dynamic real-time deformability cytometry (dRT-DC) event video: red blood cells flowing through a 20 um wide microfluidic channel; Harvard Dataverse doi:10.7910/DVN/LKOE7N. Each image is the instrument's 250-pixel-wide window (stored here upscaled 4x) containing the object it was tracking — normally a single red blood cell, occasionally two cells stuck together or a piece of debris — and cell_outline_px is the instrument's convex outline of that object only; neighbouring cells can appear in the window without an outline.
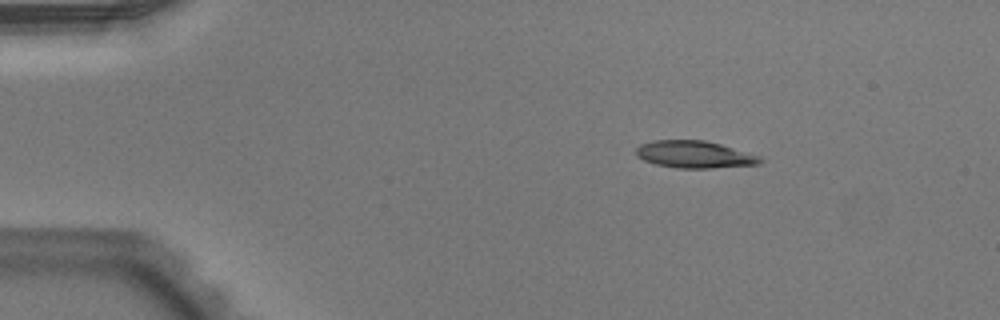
{"species": "Egyptian fruit bat (a non-hibernating species)", "species_latin": "Rousettus aegyptiacus", "temperature_condition": "warm", "stored_images_in_passage": 44, "camera_frame_rate_fps": 3000, "um_per_image_px": 0.085, "animal": {"sex": "male"}, "frame": {"image": 1, "passage_image": 1, "time_ms": 0.0, "image_size_px": [1000, 320], "cell_outline_px": [[764, 160], [760, 164], [712, 168], [676, 168], [656, 164], [644, 160], [636, 156], [636, 148], [640, 144], [652, 140], [704, 140], [720, 144], [760, 156]], "centroid_in_image_um": [59.02, 13.13], "position_along_channel_um": 26.0, "area_um2": 19.65}}
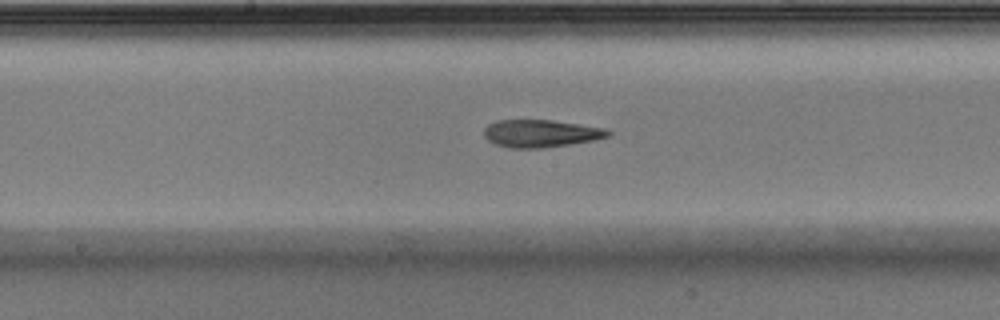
{"frame": {"image": 2, "passage_image": 20, "time_ms": 6.333, "image_size_px": [1000, 320], "cell_outline_px": [[612, 132], [608, 136], [592, 140], [544, 148], [512, 148], [496, 144], [488, 140], [484, 136], [484, 128], [488, 124], [496, 120], [552, 120], [604, 128]], "centroid_in_image_um": [45.92, 11.34], "position_along_channel_um": 202.3, "area_um2": 19.71}}
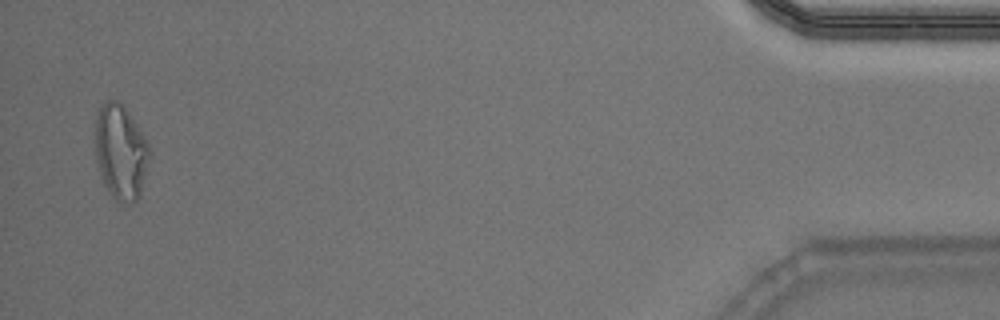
{"frame": {"image": 3, "passage_image": 43, "time_ms": 14.0, "image_size_px": [1000, 320], "cell_outline_px": [[152, 152], [140, 196], [132, 204], [120, 204], [116, 200], [104, 184], [100, 172], [96, 156], [92, 128], [96, 116], [104, 100], [116, 100], [124, 108], [148, 144]], "centroid_in_image_um": [10.24, 12.95], "position_along_channel_um": 425.0, "area_um2": 30.23}, "authors_computed_cell_mechanics": {"area_um2": 20.23, "velocity_mm_per_s": 3.9471, "shape_relaxation_time_tau1_ms": null, "shape_relaxation_time_tau2_ms": 2.9011, "deformation_change_tau1": null, "deformation_change_tau2": 0.1263}}